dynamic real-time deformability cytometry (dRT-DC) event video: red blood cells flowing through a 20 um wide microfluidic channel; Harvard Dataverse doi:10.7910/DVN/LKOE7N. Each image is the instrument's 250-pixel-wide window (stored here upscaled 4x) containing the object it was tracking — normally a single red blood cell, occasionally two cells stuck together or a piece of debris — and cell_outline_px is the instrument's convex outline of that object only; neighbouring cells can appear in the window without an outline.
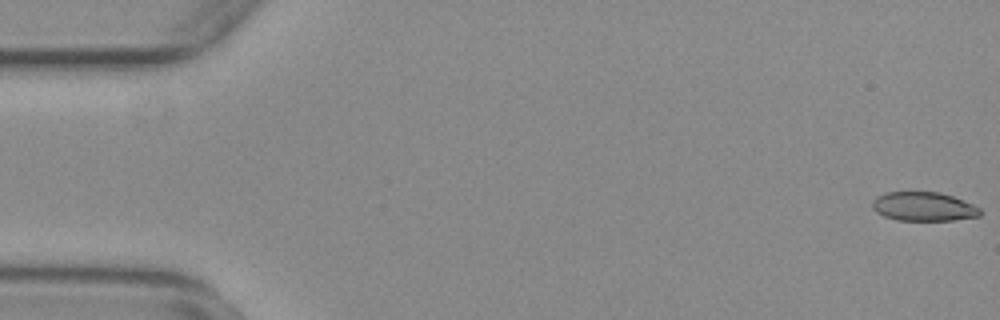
{"species": "common noctule bat (a hibernating species)", "species_latin": "Nyctalus noctula", "temperature_condition": "warm", "stored_images_in_passage": 55, "camera_frame_rate_fps": 3000, "um_per_image_px": 0.085, "animal": {"sex": "female", "body_mass_g": 29.2, "forearm_length_mm": 56.3}, "frame": {"image": 1, "passage_image": 1, "time_ms": 0.0, "image_size_px": [1000, 320], "cell_outline_px": [[980, 216], [952, 220], [896, 220], [884, 216], [876, 212], [872, 208], [872, 200], [876, 196], [884, 192], [940, 192], [952, 196], [972, 204], [980, 208]], "centroid_in_image_um": [78.46, 17.55], "position_along_channel_um": 6.5, "area_um2": 18.21}}
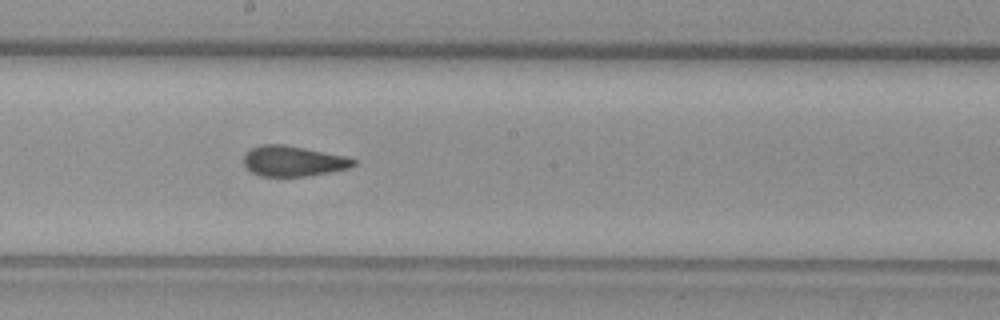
{"frame": {"image": 2, "passage_image": 30, "time_ms": 9.667, "image_size_px": [1000, 320], "cell_outline_px": [[356, 164], [348, 168], [308, 176], [260, 176], [252, 172], [244, 164], [244, 152], [260, 144], [284, 144], [348, 156], [356, 160]], "centroid_in_image_um": [24.92, 13.68], "position_along_channel_um": 223.3, "area_um2": 19.54}}
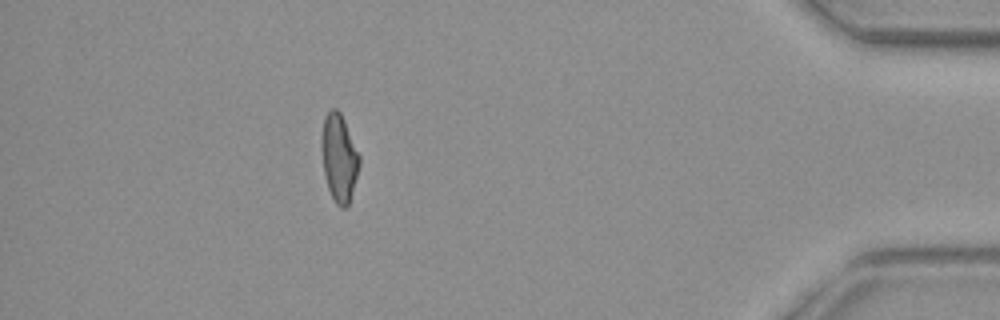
{"frame": {"image": 3, "passage_image": 49, "time_ms": 16.0, "image_size_px": [1000, 320], "cell_outline_px": [[360, 164], [348, 204], [344, 208], [340, 208], [336, 204], [328, 188], [324, 176], [320, 148], [320, 140], [324, 116], [332, 108], [336, 108], [340, 112], [344, 120], [360, 156]], "centroid_in_image_um": [28.79, 13.39], "position_along_channel_um": 406.4, "area_um2": 19.36}, "authors_computed_cell_mechanics": {"area_um2": 19.7098, "velocity_mm_per_s": 3.7842, "shape_relaxation_time_tau1_ms": null, "shape_relaxation_time_tau2_ms": 1.5783, "deformation_change_tau1": null, "deformation_change_tau2": 0.0888}}